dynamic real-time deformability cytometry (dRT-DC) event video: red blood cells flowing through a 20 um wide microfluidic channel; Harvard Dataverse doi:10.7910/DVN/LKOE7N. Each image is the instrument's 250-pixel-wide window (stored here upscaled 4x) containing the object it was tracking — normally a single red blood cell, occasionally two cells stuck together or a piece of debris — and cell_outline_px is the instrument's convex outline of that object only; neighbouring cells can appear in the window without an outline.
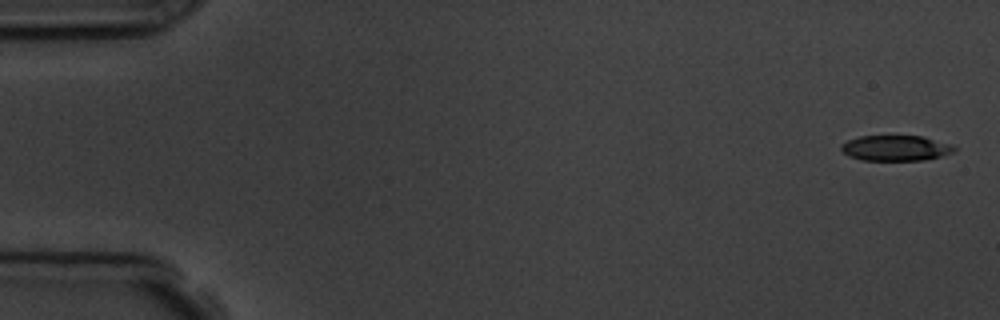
{"species": "common noctule bat (a hibernating species)", "species_latin": "Nyctalus noctula", "temperature_condition": "room temperature", "stored_images_in_passage": 5, "camera_frame_rate_fps": 3000, "um_per_image_px": 0.085, "animal": {"sex": "male", "body_mass_g": 19.5, "forearm_length_mm": 54.6}, "frame": {"image": 1, "passage_image": 1, "time_ms": 0.0, "image_size_px": [1000, 320], "cell_outline_px": [[956, 148], [952, 152], [944, 156], [924, 160], [860, 160], [848, 156], [840, 148], [840, 144], [848, 140], [860, 136], [924, 136], [952, 144]], "centroid_in_image_um": [76.14, 12.58], "position_along_channel_um": 8.9, "area_um2": 16.94}}
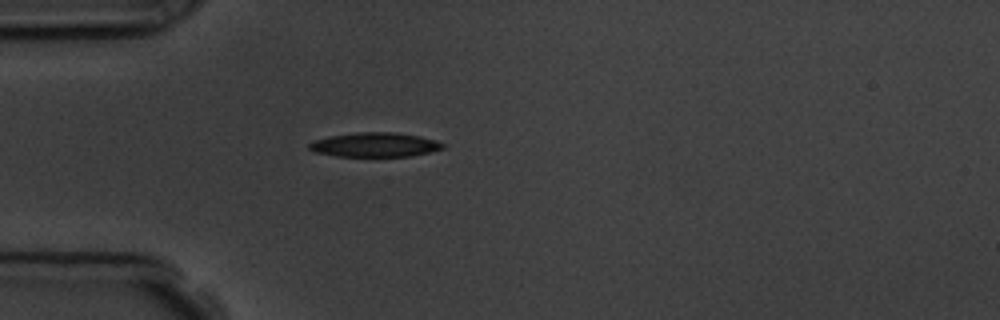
{"frame": {"image": 2, "passage_image": 5, "time_ms": 4.667, "image_size_px": [1000, 320], "cell_outline_px": [[444, 148], [428, 152], [408, 156], [336, 156], [312, 152], [308, 148], [308, 144], [312, 140], [328, 136], [356, 132], [396, 132], [420, 136], [436, 140], [444, 144]], "centroid_in_image_um": [31.8, 12.29], "position_along_channel_um": 53.2, "area_um2": 19.07}}